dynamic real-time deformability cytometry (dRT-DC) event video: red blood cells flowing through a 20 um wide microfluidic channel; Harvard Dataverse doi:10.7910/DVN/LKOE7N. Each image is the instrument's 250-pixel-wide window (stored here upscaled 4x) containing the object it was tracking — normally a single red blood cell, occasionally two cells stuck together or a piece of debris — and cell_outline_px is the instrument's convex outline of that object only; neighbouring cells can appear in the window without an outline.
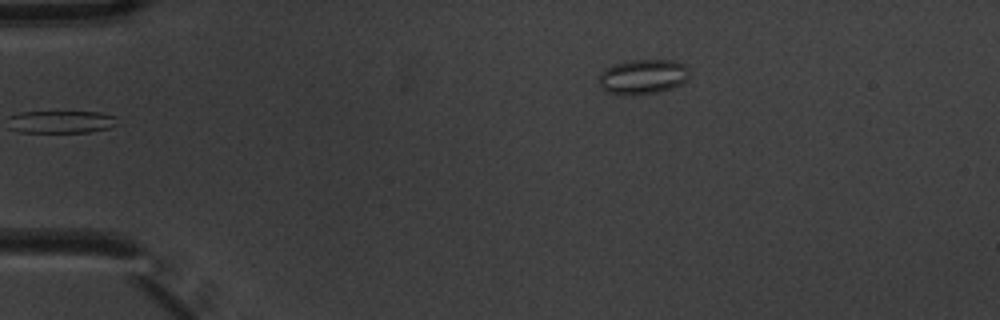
{"species": "common noctule bat (a hibernating species)", "species_latin": "Nyctalus noctula", "temperature_condition": "warm", "stored_images_in_passage": 5, "segment_of_instrument_passage": [2, 2], "camera_frame_rate_fps": 3000, "um_per_image_px": 0.085, "animal": {"sex": "male", "body_mass_g": 20.1, "forearm_length_mm": 53.5}, "frame": {"image": 1, "passage_image": 5, "time_ms": 1.333, "image_size_px": [1000, 320], "cell_outline_px": [[688, 76], [680, 84], [672, 88], [660, 92], [640, 96], [624, 96], [608, 92], [600, 88], [600, 72], [604, 68], [612, 64], [632, 60], [672, 60], [684, 64], [688, 68]], "centroid_in_image_um": [54.6, 6.54], "position_along_channel_um": 30.4, "area_um2": 18.73}}